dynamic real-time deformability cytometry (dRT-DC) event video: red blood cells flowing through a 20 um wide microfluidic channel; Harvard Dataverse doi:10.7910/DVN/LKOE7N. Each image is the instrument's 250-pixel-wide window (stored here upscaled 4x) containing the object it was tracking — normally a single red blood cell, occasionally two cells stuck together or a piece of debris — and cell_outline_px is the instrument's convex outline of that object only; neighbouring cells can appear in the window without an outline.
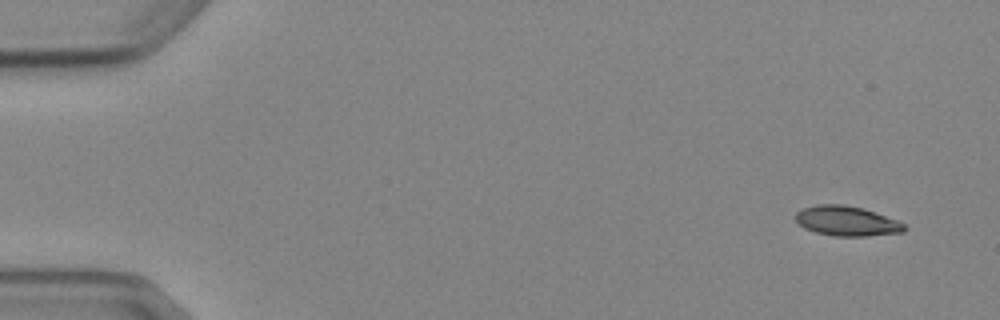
{"species": "Egyptian fruit bat (a non-hibernating species)", "species_latin": "Rousettus aegyptiacus", "temperature_condition": "cold", "stored_images_in_passage": 4, "camera_frame_rate_fps": 3000, "um_per_image_px": 0.085, "animal": {"sex": "female"}, "frame": {"image": 1, "passage_image": 1, "time_ms": 0.0, "image_size_px": [1000, 320], "cell_outline_px": [[908, 228], [904, 232], [868, 236], [832, 236], [816, 232], [804, 228], [796, 220], [796, 212], [804, 208], [816, 204], [844, 204], [864, 208], [896, 220], [904, 224]], "centroid_in_image_um": [71.99, 18.78], "position_along_channel_um": 13.0, "area_um2": 18.96}}
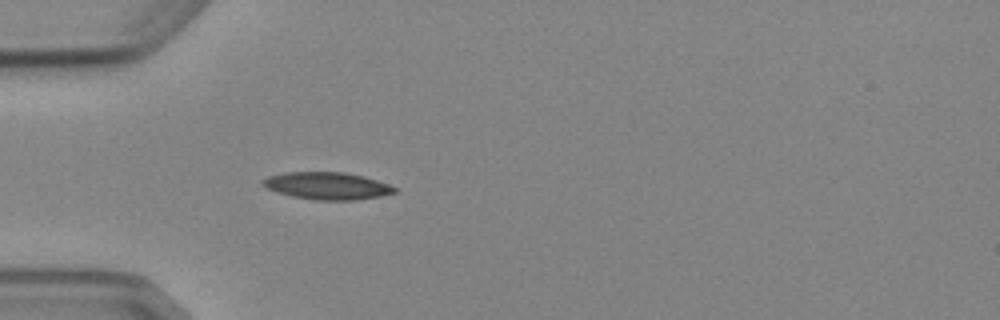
{"frame": {"image": 2, "passage_image": 4, "time_ms": 4.333, "image_size_px": [1000, 320], "cell_outline_px": [[396, 192], [380, 196], [356, 200], [316, 200], [292, 196], [276, 192], [260, 184], [260, 180], [268, 176], [284, 172], [344, 172], [364, 176], [388, 184], [396, 188]], "centroid_in_image_um": [27.77, 15.79], "position_along_channel_um": 57.2, "area_um2": 20.98}}